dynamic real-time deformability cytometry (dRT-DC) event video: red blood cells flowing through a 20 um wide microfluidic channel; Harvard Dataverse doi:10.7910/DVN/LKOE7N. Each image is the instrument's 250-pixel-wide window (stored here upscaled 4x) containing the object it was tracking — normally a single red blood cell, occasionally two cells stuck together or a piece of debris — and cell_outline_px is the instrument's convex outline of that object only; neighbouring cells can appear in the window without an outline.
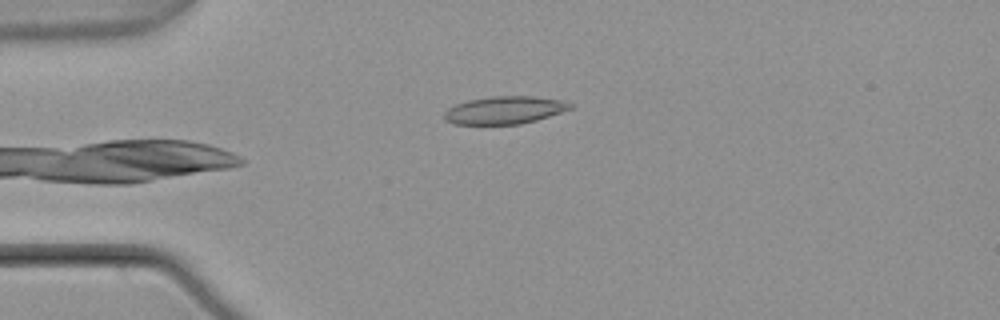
{"species": "common noctule bat (a hibernating species)", "species_latin": "Nyctalus noctula", "temperature_condition": "warm", "stored_images_in_passage": 4, "camera_frame_rate_fps": 3000, "um_per_image_px": 0.085, "animal": {"sex": "male", "body_mass_g": 21.5, "forearm_length_mm": 52.0}, "frame": {"image": 1, "passage_image": 3, "time_ms": 0.667, "image_size_px": [1000, 320], "cell_outline_px": [[572, 108], [536, 120], [520, 124], [452, 124], [444, 120], [444, 112], [448, 108], [456, 104], [468, 100], [488, 96], [532, 96], [560, 100], [572, 104]], "centroid_in_image_um": [42.83, 9.36], "position_along_channel_um": 42.2, "area_um2": 20.23}}